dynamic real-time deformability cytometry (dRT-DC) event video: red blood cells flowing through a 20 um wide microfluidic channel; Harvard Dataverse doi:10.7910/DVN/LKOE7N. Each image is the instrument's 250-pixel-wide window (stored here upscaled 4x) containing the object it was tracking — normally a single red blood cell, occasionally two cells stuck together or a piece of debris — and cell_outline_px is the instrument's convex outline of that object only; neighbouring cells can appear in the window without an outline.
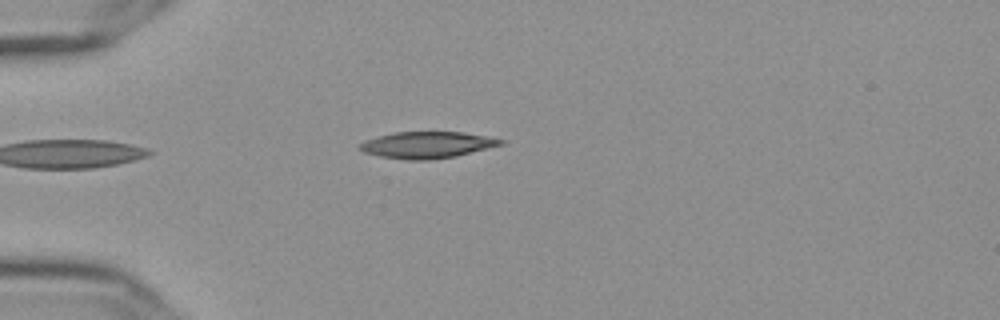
{"species": "Egyptian fruit bat (a non-hibernating species)", "species_latin": "Rousettus aegyptiacus", "temperature_condition": "cold", "stored_images_in_passage": 6, "camera_frame_rate_fps": 3000, "um_per_image_px": 0.085, "frame": {"image": 1, "passage_image": 1, "time_ms": 0.0, "image_size_px": [1000, 320], "cell_outline_px": [[504, 144], [456, 156], [432, 160], [408, 160], [380, 156], [364, 152], [356, 148], [364, 140], [396, 132], [464, 132], [504, 140]], "centroid_in_image_um": [36.28, 12.32], "position_along_channel_um": 48.7, "area_um2": 21.68}}
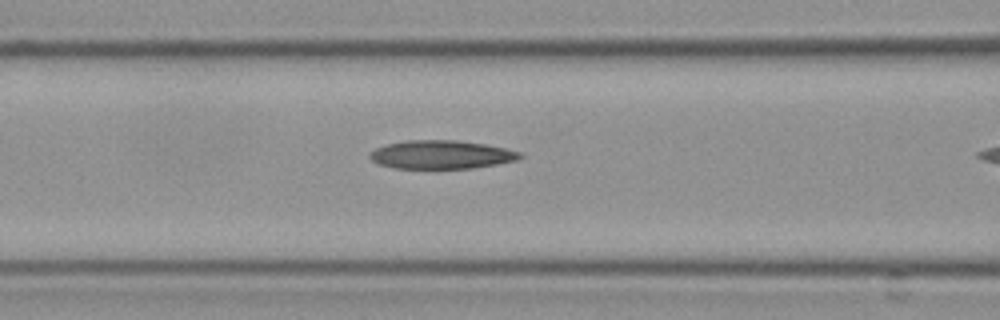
{"frame": {"image": 2, "passage_image": 5, "time_ms": 1.333, "image_size_px": [1000, 320], "cell_outline_px": [[524, 156], [516, 160], [496, 164], [472, 168], [396, 168], [380, 164], [372, 160], [368, 156], [368, 152], [376, 148], [388, 144], [404, 140], [456, 140], [484, 144], [504, 148], [520, 152]], "centroid_in_image_um": [37.49, 13.14], "position_along_channel_um": 129.1, "area_um2": 24.74}}